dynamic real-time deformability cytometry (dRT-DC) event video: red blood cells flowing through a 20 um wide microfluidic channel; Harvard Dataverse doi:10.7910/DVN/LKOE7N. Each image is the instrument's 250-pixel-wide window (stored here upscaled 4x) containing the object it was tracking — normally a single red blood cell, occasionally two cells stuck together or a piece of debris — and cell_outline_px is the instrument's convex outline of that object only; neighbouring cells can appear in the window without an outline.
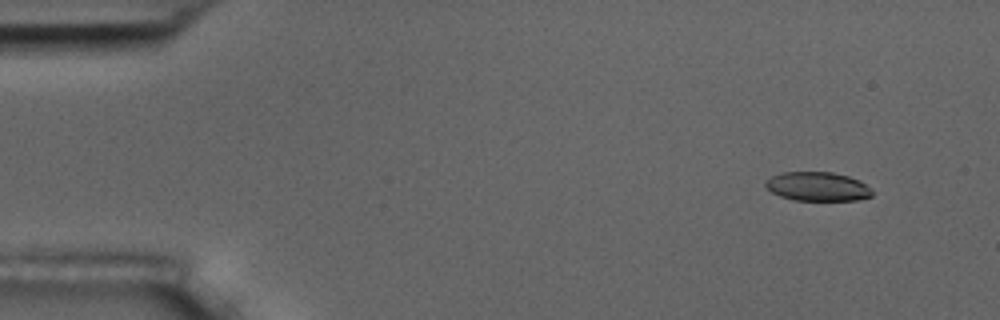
{"species": "common noctule bat (a hibernating species)", "species_latin": "Nyctalus noctula", "temperature_condition": "room temperature", "stored_images_in_passage": 4, "camera_frame_rate_fps": 3000, "um_per_image_px": 0.085, "animal": {"sex": "male", "body_mass_g": 17.5, "forearm_length_mm": 52.3}, "frame": {"image": 1, "passage_image": 2, "time_ms": 1.0, "image_size_px": [1000, 320], "cell_outline_px": [[872, 196], [856, 200], [792, 200], [780, 196], [772, 192], [764, 184], [764, 180], [780, 172], [832, 172], [848, 176], [860, 180], [872, 192]], "centroid_in_image_um": [69.45, 15.85], "position_along_channel_um": 15.6, "area_um2": 17.98}}
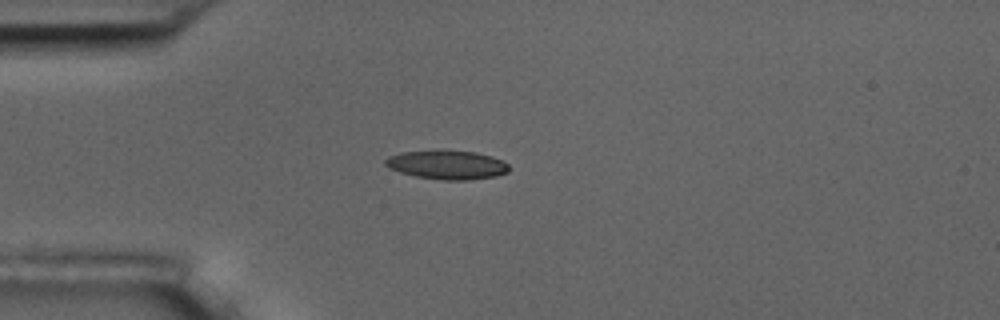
{"frame": {"image": 2, "passage_image": 4, "time_ms": 4.333, "image_size_px": [1000, 320], "cell_outline_px": [[512, 168], [508, 172], [496, 176], [468, 180], [444, 180], [416, 176], [400, 172], [388, 168], [384, 164], [384, 160], [388, 156], [400, 152], [444, 148], [476, 152], [492, 156], [504, 160]], "centroid_in_image_um": [38.01, 13.97], "position_along_channel_um": 47.0, "area_um2": 21.62}}